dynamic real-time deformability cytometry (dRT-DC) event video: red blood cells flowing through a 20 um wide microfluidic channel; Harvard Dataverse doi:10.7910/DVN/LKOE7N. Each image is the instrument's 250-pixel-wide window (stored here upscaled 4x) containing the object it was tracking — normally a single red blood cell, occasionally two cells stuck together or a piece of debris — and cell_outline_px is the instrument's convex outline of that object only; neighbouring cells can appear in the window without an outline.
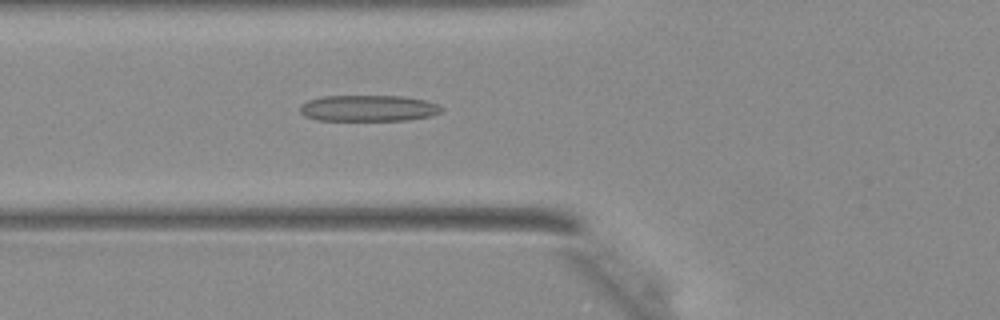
{"species": "Egyptian fruit bat (a non-hibernating species)", "species_latin": "Rousettus aegyptiacus", "temperature_condition": "warm", "stored_images_in_passage": 42, "camera_frame_rate_fps": 3000, "um_per_image_px": 0.085, "animal": {"sex": "female"}, "frame": {"image": 1, "passage_image": 17, "time_ms": 5.333, "image_size_px": [1000, 320], "cell_outline_px": [[444, 112], [432, 116], [408, 120], [316, 120], [304, 116], [300, 112], [300, 104], [308, 100], [324, 96], [400, 96], [424, 100], [436, 104], [444, 108]], "centroid_in_image_um": [31.32, 9.2], "position_along_channel_um": 94.5, "area_um2": 21.73}}
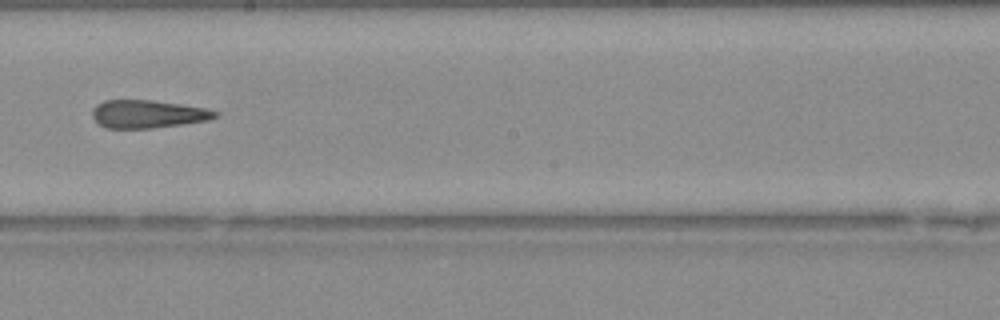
{"frame": {"image": 2, "passage_image": 26, "time_ms": 8.333, "image_size_px": [1000, 320], "cell_outline_px": [[220, 116], [208, 120], [152, 128], [104, 128], [92, 116], [92, 108], [96, 104], [104, 100], [152, 100], [180, 104], [204, 108], [220, 112]], "centroid_in_image_um": [12.55, 9.69], "position_along_channel_um": 235.6, "area_um2": 20.0}}
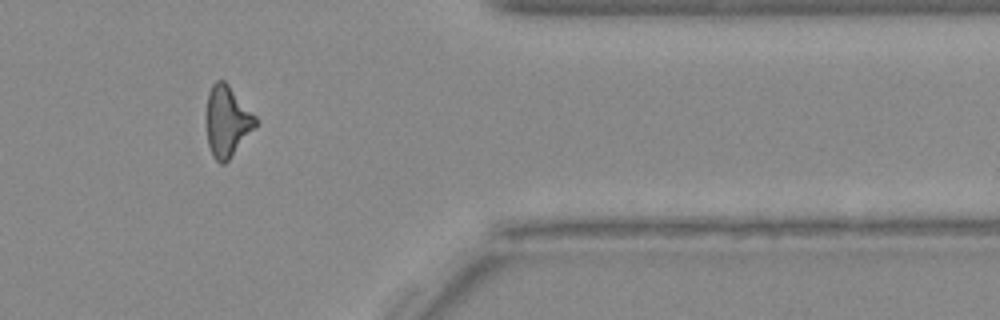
{"frame": {"image": 3, "passage_image": 37, "time_ms": 12.0, "image_size_px": [1000, 320], "cell_outline_px": [[256, 128], [228, 160], [224, 164], [220, 164], [212, 156], [208, 144], [208, 92], [212, 84], [216, 80], [224, 80], [228, 84], [256, 116]], "centroid_in_image_um": [19.33, 10.32], "position_along_channel_um": 392.1, "area_um2": 20.0}}